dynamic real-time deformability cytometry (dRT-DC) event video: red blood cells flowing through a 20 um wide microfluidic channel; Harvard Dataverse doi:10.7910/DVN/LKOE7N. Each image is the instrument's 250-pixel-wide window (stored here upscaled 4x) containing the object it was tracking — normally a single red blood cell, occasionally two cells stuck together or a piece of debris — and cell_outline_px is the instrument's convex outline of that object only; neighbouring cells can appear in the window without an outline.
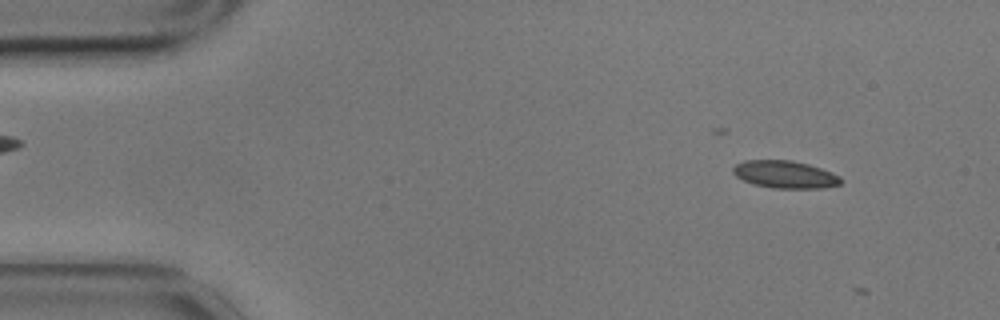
{"species": "common noctule bat (a hibernating species)", "species_latin": "Nyctalus noctula", "temperature_condition": "cold", "stored_images_in_passage": 3, "camera_frame_rate_fps": 3000, "um_per_image_px": 0.085, "animal": {"sex": "male", "body_mass_g": 17.9}, "frame": {"image": 1, "passage_image": 2, "time_ms": 0.333, "image_size_px": [1000, 320], "cell_outline_px": [[844, 180], [840, 184], [824, 188], [772, 188], [752, 184], [736, 176], [732, 172], [732, 168], [736, 164], [744, 160], [792, 160], [808, 164], [832, 172], [840, 176]], "centroid_in_image_um": [66.73, 14.83], "position_along_channel_um": 18.3, "area_um2": 17.4}}